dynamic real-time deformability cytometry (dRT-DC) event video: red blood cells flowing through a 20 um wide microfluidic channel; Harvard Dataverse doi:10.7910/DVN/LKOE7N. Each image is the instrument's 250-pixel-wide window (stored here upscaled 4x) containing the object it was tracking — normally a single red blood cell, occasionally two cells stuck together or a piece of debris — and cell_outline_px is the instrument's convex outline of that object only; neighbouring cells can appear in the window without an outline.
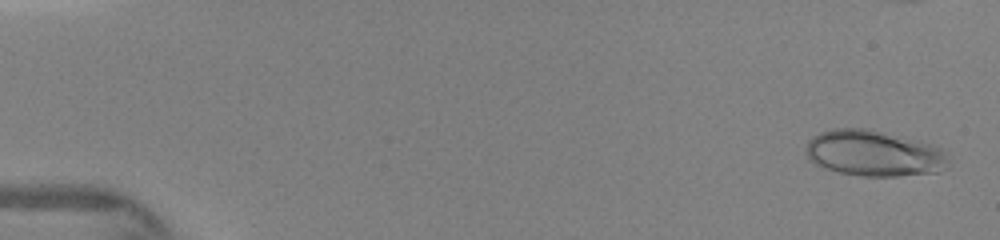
{"species": "human", "species_latin": "Homo sapiens", "temperature_condition": "warm", "stored_images_in_passage": 41, "camera_frame_rate_fps": 3000, "um_per_image_px": 0.085, "donor": {"sex": "female"}, "frame": {"image": 1, "passage_image": 2, "time_ms": 0.333, "image_size_px": [1000, 240], "cell_outline_px": [[948, 168], [936, 172], [896, 176], [860, 176], [840, 172], [824, 168], [808, 160], [804, 152], [808, 140], [812, 136], [820, 132], [832, 128], [868, 128], [932, 144], [944, 148], [948, 164]], "centroid_in_image_um": [74.25, 13.02], "position_along_channel_um": 10.7, "area_um2": 38.49}}
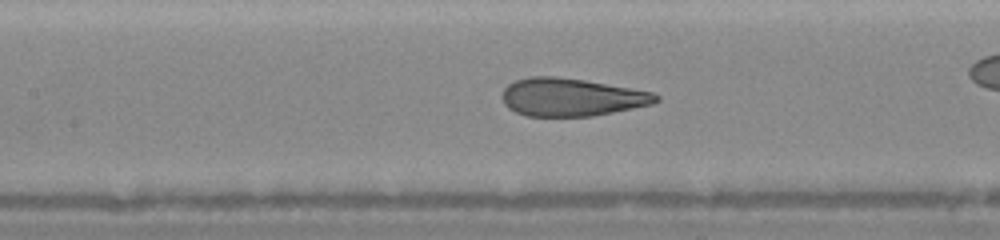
{"frame": {"image": 2, "passage_image": 25, "time_ms": 7.0, "image_size_px": [1000, 240], "cell_outline_px": [[660, 100], [652, 104], [592, 116], [528, 116], [516, 112], [508, 108], [504, 104], [500, 96], [504, 88], [508, 84], [516, 80], [532, 76], [556, 76], [584, 80], [652, 92], [660, 96]], "centroid_in_image_um": [48.53, 8.26], "position_along_channel_um": 158.9, "area_um2": 33.87}}
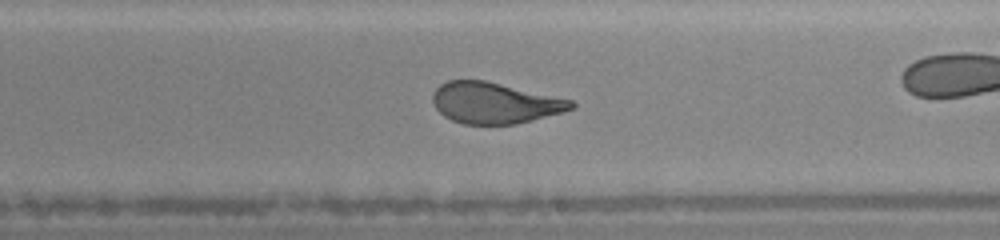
{"frame": {"image": 3, "passage_image": 32, "time_ms": 9.0, "image_size_px": [1000, 240], "cell_outline_px": [[576, 108], [532, 120], [516, 124], [464, 124], [452, 120], [444, 116], [436, 108], [432, 100], [432, 92], [440, 84], [448, 80], [484, 80], [572, 100], [576, 104]], "centroid_in_image_um": [42.02, 8.75], "position_along_channel_um": 247.0, "area_um2": 33.0}}